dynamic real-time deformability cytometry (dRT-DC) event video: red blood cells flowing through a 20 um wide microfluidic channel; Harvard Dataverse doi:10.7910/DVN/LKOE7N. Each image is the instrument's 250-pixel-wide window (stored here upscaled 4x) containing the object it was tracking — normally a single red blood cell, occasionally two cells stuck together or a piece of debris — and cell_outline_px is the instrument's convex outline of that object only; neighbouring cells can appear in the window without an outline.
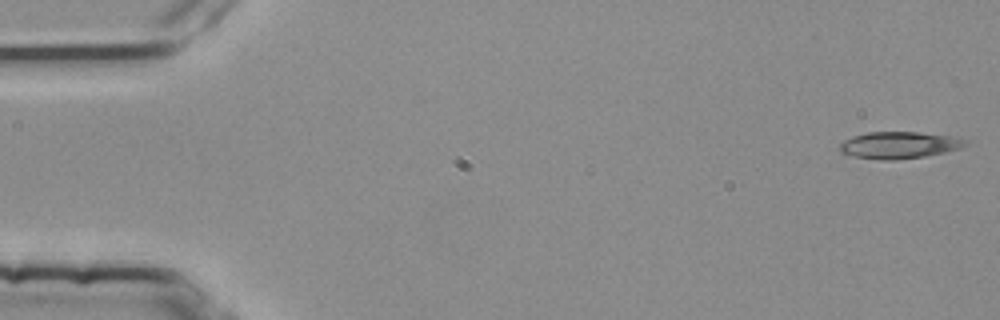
{"species": "common noctule bat (a hibernating species)", "species_latin": "Nyctalus noctula", "temperature_condition": "room temperature", "stored_images_in_passage": 54, "camera_frame_rate_fps": 3000, "um_per_image_px": 0.085, "animal": {"sex": "female", "body_mass_g": 25.1}, "frame": {"image": 1, "passage_image": 1, "time_ms": 0.0, "image_size_px": [1000, 320], "cell_outline_px": [[968, 144], [960, 148], [944, 152], [924, 156], [896, 160], [880, 160], [852, 156], [840, 152], [840, 144], [844, 140], [852, 136], [868, 132], [916, 132], [952, 136], [968, 140]], "centroid_in_image_um": [76.42, 12.33], "position_along_channel_um": 8.6, "area_um2": 19.65}}
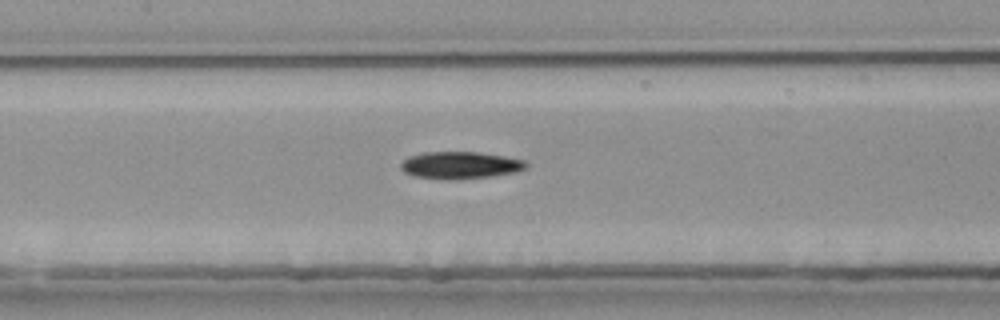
{"frame": {"image": 2, "passage_image": 25, "time_ms": 8.0, "image_size_px": [1000, 320], "cell_outline_px": [[528, 168], [516, 172], [488, 176], [416, 176], [404, 172], [400, 168], [400, 164], [408, 156], [424, 152], [476, 152], [504, 156], [524, 160], [528, 164]], "centroid_in_image_um": [39.16, 13.98], "position_along_channel_um": 168.2, "area_um2": 18.67}}
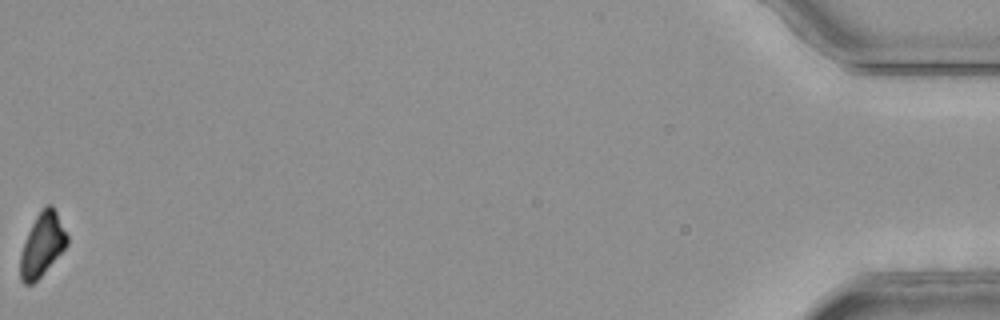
{"frame": {"image": 3, "passage_image": 54, "time_ms": 17.667, "image_size_px": [1000, 320], "cell_outline_px": [[68, 244], [40, 276], [32, 284], [24, 284], [20, 280], [20, 252], [28, 232], [36, 216], [44, 204], [52, 204], [68, 236]], "centroid_in_image_um": [3.57, 20.78], "position_along_channel_um": 431.6, "area_um2": 17.05}}